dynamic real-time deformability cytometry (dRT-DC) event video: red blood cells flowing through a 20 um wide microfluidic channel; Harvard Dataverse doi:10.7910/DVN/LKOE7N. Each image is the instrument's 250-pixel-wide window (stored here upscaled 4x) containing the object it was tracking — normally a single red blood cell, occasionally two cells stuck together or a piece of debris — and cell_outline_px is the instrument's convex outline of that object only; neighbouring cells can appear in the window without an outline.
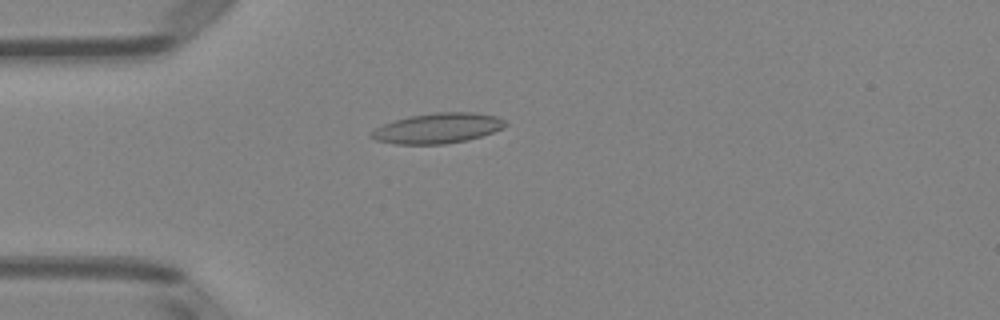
{"species": "Egyptian fruit bat (a non-hibernating species)", "species_latin": "Rousettus aegyptiacus", "temperature_condition": "room temperature", "stored_images_in_passage": 48, "camera_frame_rate_fps": 3000, "um_per_image_px": 0.085, "animal": {"sex": "female"}, "frame": {"image": 1, "passage_image": 11, "time_ms": 3.333, "image_size_px": [1000, 320], "cell_outline_px": [[508, 124], [504, 128], [468, 140], [444, 144], [396, 144], [376, 140], [372, 136], [372, 132], [376, 128], [384, 124], [396, 120], [412, 116], [436, 112], [472, 112], [496, 116], [504, 120]], "centroid_in_image_um": [37.26, 10.9], "position_along_channel_um": 47.7, "area_um2": 23.29}}
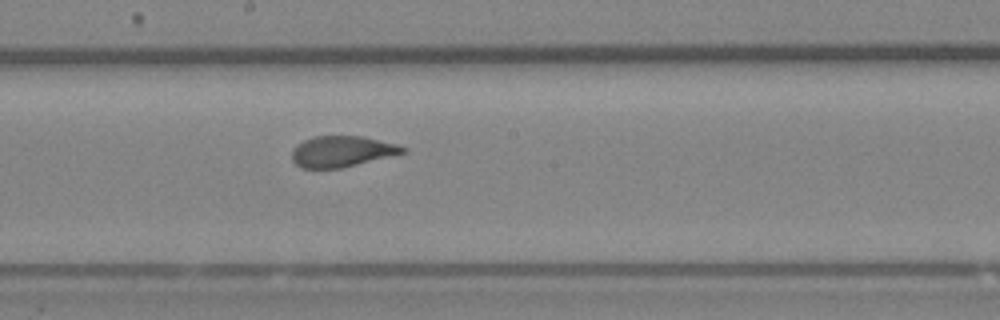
{"frame": {"image": 2, "passage_image": 25, "time_ms": 8.0, "image_size_px": [1000, 320], "cell_outline_px": [[408, 152], [340, 168], [300, 168], [292, 160], [292, 148], [296, 144], [312, 136], [364, 136], [396, 144], [408, 148]], "centroid_in_image_um": [29.05, 12.86], "position_along_channel_um": 219.1, "area_um2": 20.11}}
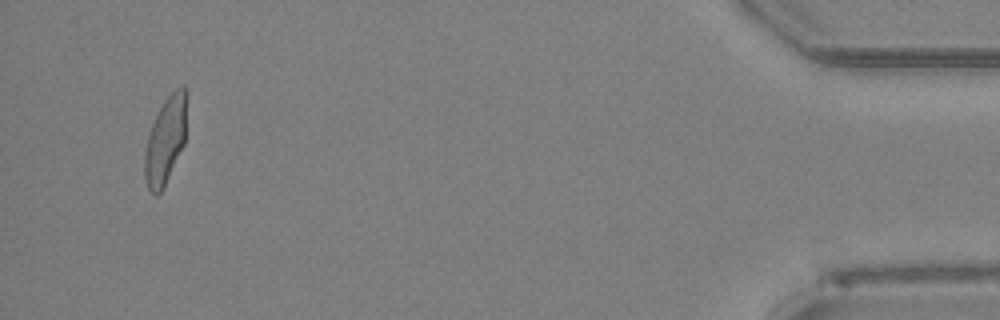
{"frame": {"image": 3, "passage_image": 46, "time_ms": 15.0, "image_size_px": [1000, 320], "cell_outline_px": [[188, 92], [184, 144], [164, 188], [156, 196], [152, 196], [148, 188], [144, 176], [144, 152], [148, 132], [164, 100], [176, 88], [184, 84], [188, 88]], "centroid_in_image_um": [14.07, 11.91], "position_along_channel_um": 421.1, "area_um2": 21.85}, "authors_computed_cell_mechanics": {"area_um2": 21.7328, "velocity_mm_per_s": 3.9789, "shape_relaxation_time_tau1_ms": 5.905, "shape_relaxation_time_tau2_ms": 0.9655, "deformation_change_tau1": 0.1924, "deformation_change_tau2": 0.0834}}